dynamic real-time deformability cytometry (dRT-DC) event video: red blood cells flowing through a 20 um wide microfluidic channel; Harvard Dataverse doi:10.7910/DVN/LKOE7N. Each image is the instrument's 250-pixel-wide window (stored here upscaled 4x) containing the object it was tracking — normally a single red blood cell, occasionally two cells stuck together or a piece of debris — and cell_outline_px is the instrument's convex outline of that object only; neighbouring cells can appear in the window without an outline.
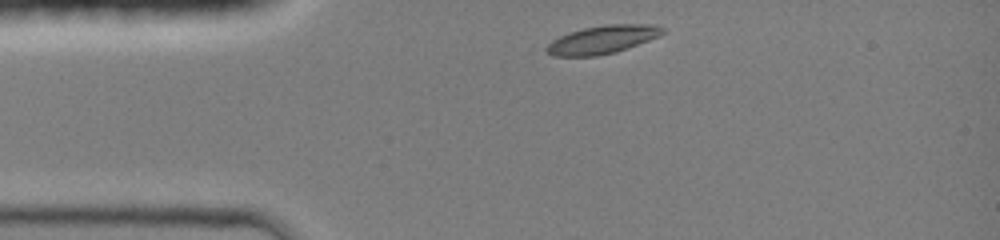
{"species": "common noctule bat (a hibernating species)", "species_latin": "Nyctalus noctula", "temperature_condition": "room temperature", "stored_images_in_passage": 28, "camera_frame_rate_fps": 3000, "um_per_image_px": 0.085, "animal": {"sex": "female", "body_mass_g": 19.0, "forearm_length_mm": 51.5}, "frame": {"image": 1, "passage_image": 1, "time_ms": 0.0, "image_size_px": [1000, 240], "cell_outline_px": [[664, 32], [660, 36], [616, 52], [596, 56], [552, 56], [544, 48], [552, 40], [560, 36], [584, 28], [604, 24], [652, 24], [664, 28]], "centroid_in_image_um": [51.21, 3.36], "position_along_channel_um": 33.8, "area_um2": 18.96}}
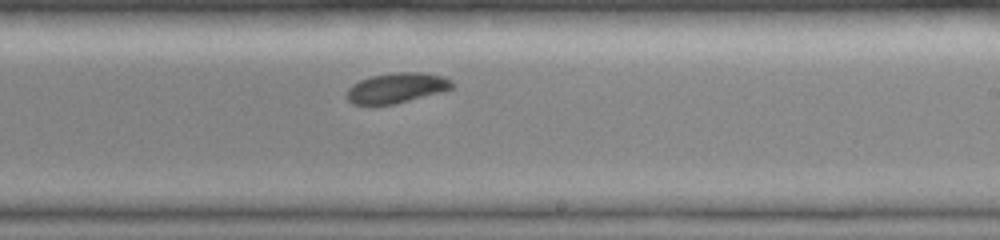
{"frame": {"image": 2, "passage_image": 16, "time_ms": 6.0, "image_size_px": [1000, 240], "cell_outline_px": [[456, 84], [452, 88], [440, 92], [396, 104], [352, 104], [344, 96], [348, 88], [352, 84], [360, 80], [372, 76], [396, 72], [420, 72], [444, 76], [452, 80]], "centroid_in_image_um": [33.71, 7.47], "position_along_channel_um": 255.3, "area_um2": 18.61}}
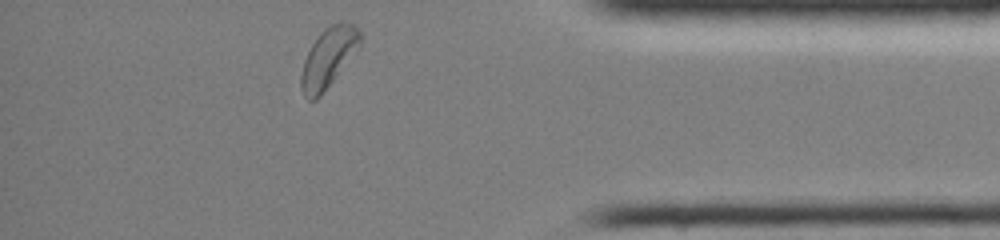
{"frame": {"image": 3, "passage_image": 28, "time_ms": 10.0, "image_size_px": [1000, 240], "cell_outline_px": [[360, 44], [320, 96], [316, 100], [308, 100], [304, 96], [300, 88], [300, 76], [304, 60], [312, 44], [324, 28], [340, 20], [352, 24], [360, 32]], "centroid_in_image_um": [27.86, 4.9], "position_along_channel_um": 407.3, "area_um2": 19.94}, "authors_computed_cell_mechanics": {"area_um2": 19.1607, "velocity_mm_per_s": 4.2121, "shape_relaxation_time_tau1_ms": 1.9663, "shape_relaxation_time_tau2_ms": null, "deformation_change_tau1": 0.105, "deformation_change_tau2": null}}